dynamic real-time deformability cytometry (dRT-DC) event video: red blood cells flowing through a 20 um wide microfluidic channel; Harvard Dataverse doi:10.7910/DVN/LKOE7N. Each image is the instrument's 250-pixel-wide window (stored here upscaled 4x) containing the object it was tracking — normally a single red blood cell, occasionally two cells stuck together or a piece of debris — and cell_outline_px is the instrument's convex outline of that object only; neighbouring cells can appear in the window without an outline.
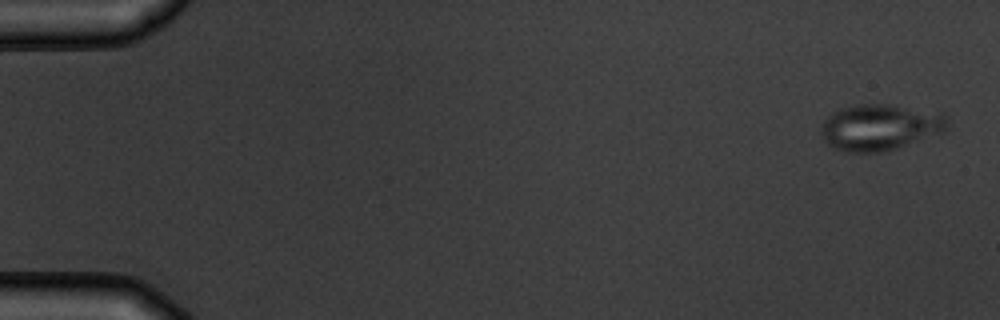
{"species": "common noctule bat (a hibernating species)", "species_latin": "Nyctalus noctula", "temperature_condition": "warm", "stored_images_in_passage": 5, "camera_frame_rate_fps": 3000, "um_per_image_px": 0.085, "animal": {"sex": "male", "body_mass_g": 19.5, "forearm_length_mm": 54.6}, "frame": {"image": 1, "passage_image": 1, "time_ms": 0.0, "image_size_px": [1000, 320], "cell_outline_px": [[948, 120], [944, 128], [940, 132], [896, 148], [880, 152], [844, 152], [828, 144], [824, 140], [820, 132], [820, 128], [824, 120], [832, 112], [840, 108], [856, 104], [888, 104], [940, 112], [948, 116]], "centroid_in_image_um": [74.74, 10.8], "position_along_channel_um": 10.3, "area_um2": 33.76}}